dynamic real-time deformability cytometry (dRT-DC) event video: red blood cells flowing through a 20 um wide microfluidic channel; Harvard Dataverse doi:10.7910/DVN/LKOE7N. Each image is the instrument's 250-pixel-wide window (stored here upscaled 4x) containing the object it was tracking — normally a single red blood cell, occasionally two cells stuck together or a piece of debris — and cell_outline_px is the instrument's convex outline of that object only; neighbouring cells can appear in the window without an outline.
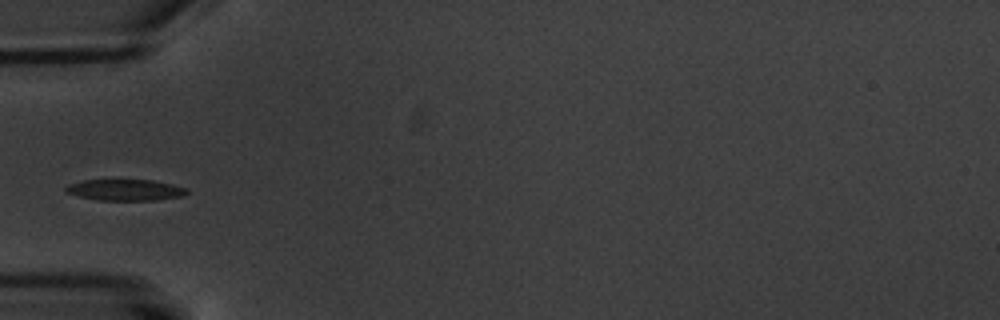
{"species": "common noctule bat (a hibernating species)", "species_latin": "Nyctalus noctula", "temperature_condition": "warm", "stored_images_in_passage": 5, "segment_of_instrument_passage": [2, 2], "camera_frame_rate_fps": 3000, "um_per_image_px": 0.085, "animal": {"sex": "male", "body_mass_g": 20.1, "forearm_length_mm": 53.5}, "frame": {"image": 1, "passage_image": 4, "time_ms": 4.333, "image_size_px": [1000, 320], "cell_outline_px": [[188, 192], [184, 196], [156, 200], [96, 200], [64, 192], [64, 188], [68, 184], [84, 180], [152, 180], [172, 184], [188, 188]], "centroid_in_image_um": [10.66, 16.14], "position_along_channel_um": 74.3, "area_um2": 15.03}}